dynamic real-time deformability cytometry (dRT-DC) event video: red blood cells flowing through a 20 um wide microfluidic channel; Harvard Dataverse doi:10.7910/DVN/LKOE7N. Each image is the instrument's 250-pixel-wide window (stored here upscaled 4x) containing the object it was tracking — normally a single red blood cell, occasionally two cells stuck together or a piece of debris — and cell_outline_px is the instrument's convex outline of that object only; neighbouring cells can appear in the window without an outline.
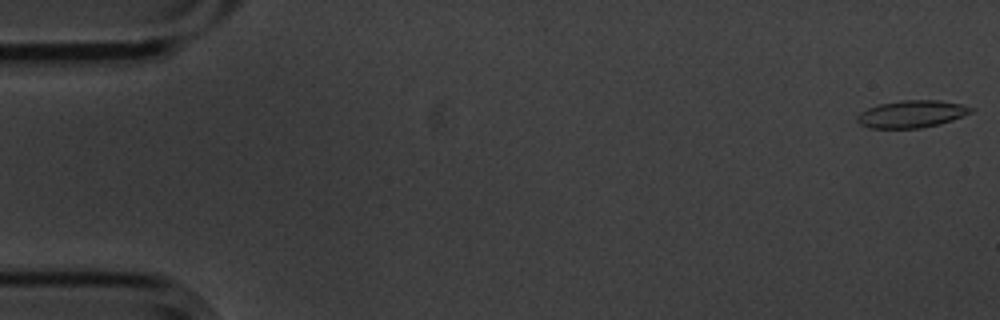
{"species": "common noctule bat (a hibernating species)", "species_latin": "Nyctalus noctula", "temperature_condition": "cold", "stored_images_in_passage": 6, "camera_frame_rate_fps": 3000, "um_per_image_px": 0.085, "animal": {"sex": "male", "body_mass_g": 20.1, "forearm_length_mm": 53.5}, "frame": {"image": 1, "passage_image": 1, "time_ms": 0.0, "image_size_px": [1000, 320], "cell_outline_px": [[976, 108], [972, 112], [952, 120], [940, 124], [920, 128], [868, 128], [860, 124], [856, 120], [856, 116], [860, 112], [868, 108], [880, 104], [900, 100], [940, 100], [960, 104]], "centroid_in_image_um": [77.49, 9.69], "position_along_channel_um": 7.5, "area_um2": 18.15}}
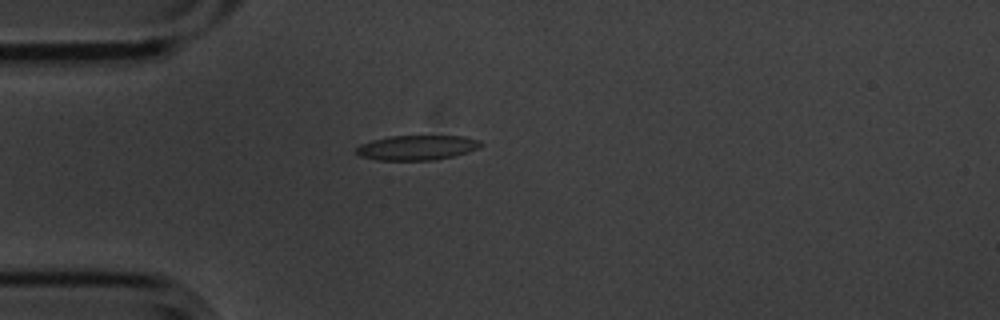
{"frame": {"image": 2, "passage_image": 5, "time_ms": 1.333, "image_size_px": [1000, 320], "cell_outline_px": [[484, 144], [468, 152], [452, 156], [432, 160], [376, 160], [360, 156], [356, 152], [356, 148], [360, 144], [372, 140], [388, 136], [464, 136], [480, 140]], "centroid_in_image_um": [35.42, 12.54], "position_along_channel_um": 49.6, "area_um2": 17.98}}